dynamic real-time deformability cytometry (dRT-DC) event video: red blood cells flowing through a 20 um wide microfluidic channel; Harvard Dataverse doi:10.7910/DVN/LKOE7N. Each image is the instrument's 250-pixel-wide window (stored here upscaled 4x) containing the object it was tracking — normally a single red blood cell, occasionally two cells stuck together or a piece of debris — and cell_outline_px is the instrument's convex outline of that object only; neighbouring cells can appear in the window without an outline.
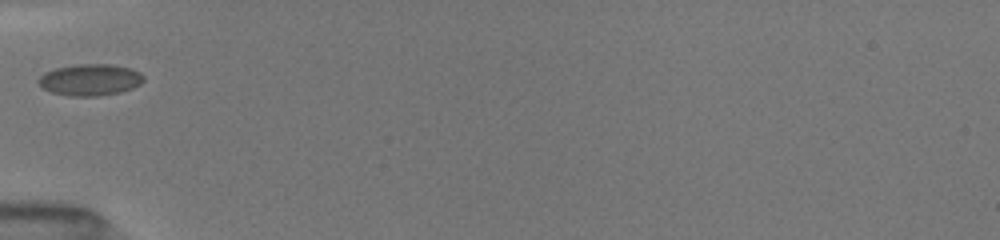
{"species": "common noctule bat (a hibernating species)", "species_latin": "Nyctalus noctula", "temperature_condition": "room temperature", "stored_images_in_passage": 22, "camera_frame_rate_fps": 3000, "um_per_image_px": 0.085, "animal": {"sex": "female", "body_mass_g": 19.5, "forearm_length_mm": 54.1}, "frame": {"image": 1, "passage_image": 1, "time_ms": 0.0, "image_size_px": [1000, 240], "cell_outline_px": [[144, 80], [140, 84], [132, 88], [120, 92], [100, 96], [72, 96], [52, 92], [44, 88], [40, 84], [40, 76], [44, 72], [56, 68], [80, 64], [108, 64], [132, 68], [140, 72], [144, 76]], "centroid_in_image_um": [7.71, 6.78], "position_along_channel_um": 77.3, "area_um2": 19.19}}
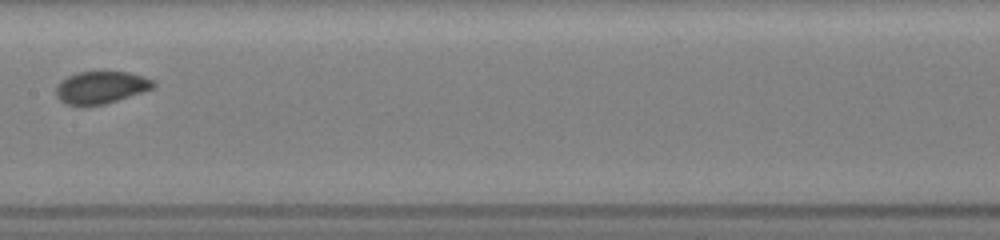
{"frame": {"image": 2, "passage_image": 7, "time_ms": 3.0, "image_size_px": [1000, 240], "cell_outline_px": [[156, 84], [152, 88], [104, 104], [68, 104], [60, 100], [56, 96], [56, 84], [60, 80], [76, 72], [128, 72], [144, 76], [156, 80]], "centroid_in_image_um": [8.57, 7.4], "position_along_channel_um": 198.8, "area_um2": 18.03}}
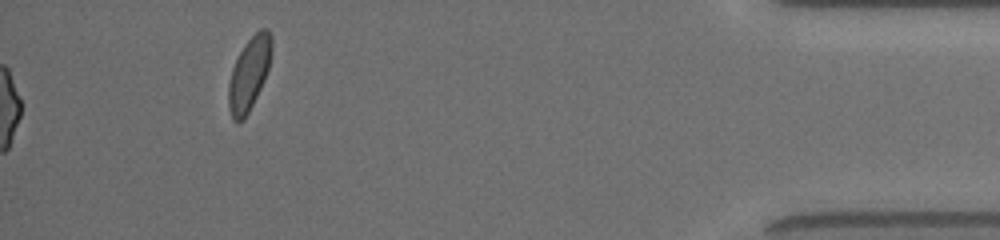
{"frame": {"image": 3, "passage_image": 22, "time_ms": 9.667, "image_size_px": [1000, 240], "cell_outline_px": [[272, 48], [268, 68], [264, 80], [244, 120], [236, 124], [232, 120], [228, 108], [228, 84], [232, 68], [244, 44], [260, 28], [268, 28], [272, 36]], "centroid_in_image_um": [21.16, 6.28], "position_along_channel_um": 414.0, "area_um2": 18.38}, "authors_computed_cell_mechanics": {"area_um2": 18.3515, "velocity_mm_per_s": 4.0228, "shape_relaxation_time_tau1_ms": 2.1292, "shape_relaxation_time_tau2_ms": null, "deformation_change_tau1": 0.0458, "deformation_change_tau2": null}}